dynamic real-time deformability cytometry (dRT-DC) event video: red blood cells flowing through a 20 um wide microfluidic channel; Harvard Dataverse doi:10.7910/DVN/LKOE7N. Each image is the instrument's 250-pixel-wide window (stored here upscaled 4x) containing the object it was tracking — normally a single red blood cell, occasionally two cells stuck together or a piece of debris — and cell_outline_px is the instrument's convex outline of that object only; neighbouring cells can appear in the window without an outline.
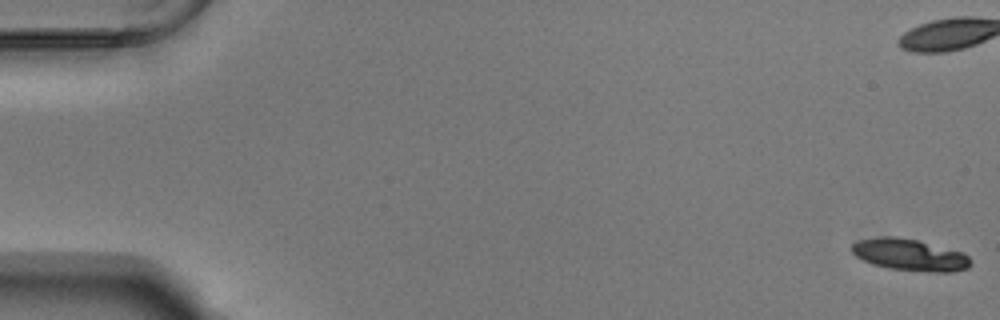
{"species": "Egyptian fruit bat (a non-hibernating species)", "species_latin": "Rousettus aegyptiacus", "temperature_condition": "warm", "stored_images_in_passage": 56, "camera_frame_rate_fps": 3000, "um_per_image_px": 0.085, "animal": {"sex": "male"}, "frame": {"image": 1, "passage_image": 1, "time_ms": 0.0, "image_size_px": [1000, 320], "cell_outline_px": [[972, 264], [968, 268], [952, 272], [936, 272], [888, 268], [872, 264], [856, 256], [852, 252], [852, 244], [860, 240], [876, 236], [896, 236], [916, 240], [964, 252], [968, 256]], "centroid_in_image_um": [77.34, 21.65], "position_along_channel_um": 7.7, "area_um2": 21.96}}
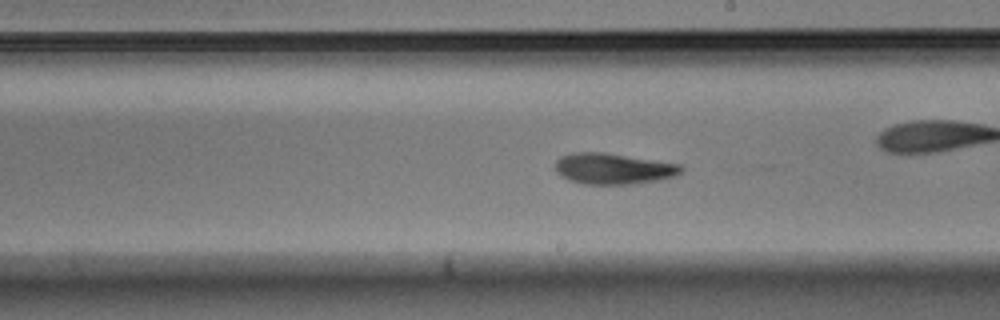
{"frame": {"image": 2, "passage_image": 32, "time_ms": 10.333, "image_size_px": [1000, 320], "cell_outline_px": [[684, 172], [676, 176], [660, 180], [636, 184], [584, 184], [568, 180], [560, 176], [556, 172], [556, 160], [560, 156], [572, 152], [604, 152], [680, 164], [684, 168]], "centroid_in_image_um": [52.15, 14.34], "position_along_channel_um": 236.9, "area_um2": 23.06}}
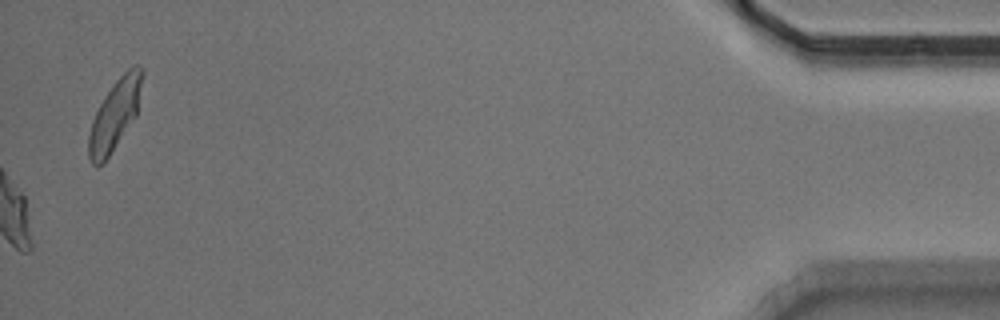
{"frame": {"image": 3, "passage_image": 56, "time_ms": 18.333, "image_size_px": [1000, 320], "cell_outline_px": [[144, 72], [136, 116], [104, 164], [96, 168], [92, 164], [88, 156], [88, 136], [92, 120], [104, 96], [116, 80], [132, 64], [140, 64], [144, 68]], "centroid_in_image_um": [9.77, 9.76], "position_along_channel_um": 425.4, "area_um2": 22.2}, "authors_computed_cell_mechanics": {"area_um2": 22.4553, "velocity_mm_per_s": 3.7373, "shape_relaxation_time_tau1_ms": 3.4711, "shape_relaxation_time_tau2_ms": 6.8352, "deformation_change_tau1": 0.176, "deformation_change_tau2": 0.1126}}